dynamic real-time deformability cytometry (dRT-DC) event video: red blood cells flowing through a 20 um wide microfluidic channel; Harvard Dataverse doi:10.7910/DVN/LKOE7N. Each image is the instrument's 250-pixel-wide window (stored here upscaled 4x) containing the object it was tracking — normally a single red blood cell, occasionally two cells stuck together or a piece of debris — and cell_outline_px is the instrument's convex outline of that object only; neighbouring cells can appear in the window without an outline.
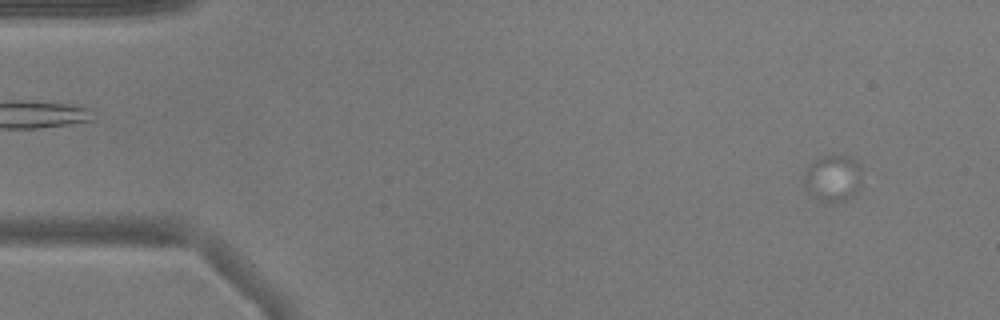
{"species": "common noctule bat (a hibernating species)", "species_latin": "Nyctalus noctula", "temperature_condition": "warm", "stored_images_in_passage": 17, "camera_frame_rate_fps": 3000, "um_per_image_px": 0.085, "animal": {"sex": "male", "body_mass_g": 17.9}, "frame": {"image": 1, "passage_image": 2, "time_ms": 0.333, "image_size_px": [1000, 320], "cell_outline_px": [[860, 188], [848, 200], [824, 204], [808, 192], [804, 184], [804, 176], [808, 168], [816, 160], [824, 156], [844, 152], [856, 160], [860, 168]], "centroid_in_image_um": [70.83, 15.15], "position_along_channel_um": 14.2, "area_um2": 16.07}}
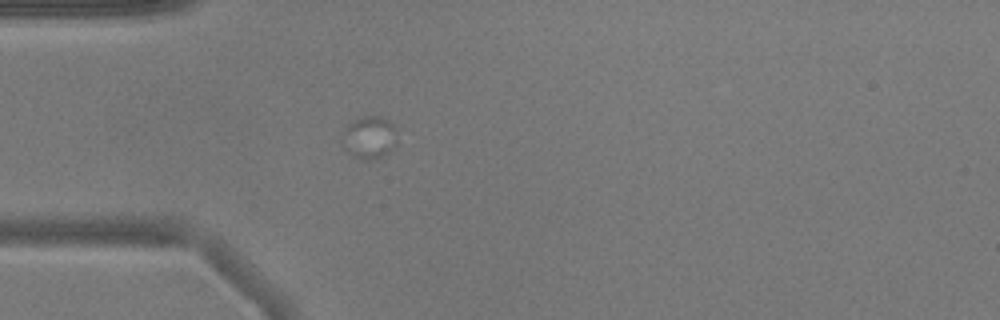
{"frame": {"image": 2, "passage_image": 13, "time_ms": 4.0, "image_size_px": [1000, 320], "cell_outline_px": [[396, 144], [384, 156], [372, 160], [360, 160], [352, 156], [344, 148], [348, 124], [364, 116], [380, 116], [388, 120], [396, 128]], "centroid_in_image_um": [31.46, 11.71], "position_along_channel_um": 53.5, "area_um2": 13.29}}
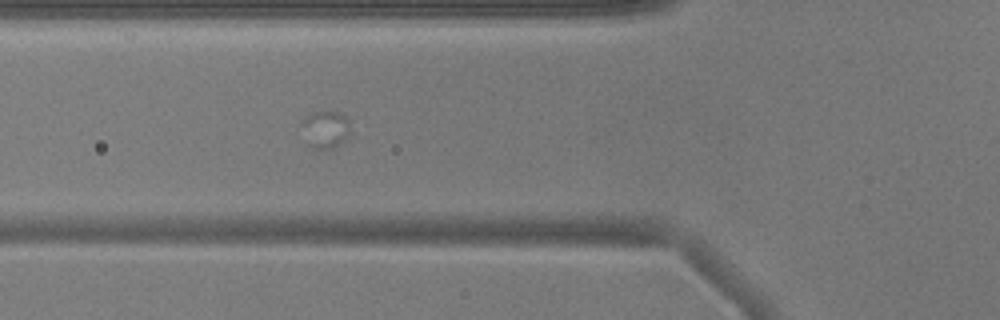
{"frame": {"image": 3, "passage_image": 17, "time_ms": 5.333, "image_size_px": [1000, 320], "cell_outline_px": [[348, 132], [344, 140], [332, 148], [316, 148], [308, 144], [304, 124], [304, 120], [308, 116], [316, 112], [328, 108], [340, 112], [348, 120]], "centroid_in_image_um": [27.71, 10.93], "position_along_channel_um": 98.1, "area_um2": 10.06}}